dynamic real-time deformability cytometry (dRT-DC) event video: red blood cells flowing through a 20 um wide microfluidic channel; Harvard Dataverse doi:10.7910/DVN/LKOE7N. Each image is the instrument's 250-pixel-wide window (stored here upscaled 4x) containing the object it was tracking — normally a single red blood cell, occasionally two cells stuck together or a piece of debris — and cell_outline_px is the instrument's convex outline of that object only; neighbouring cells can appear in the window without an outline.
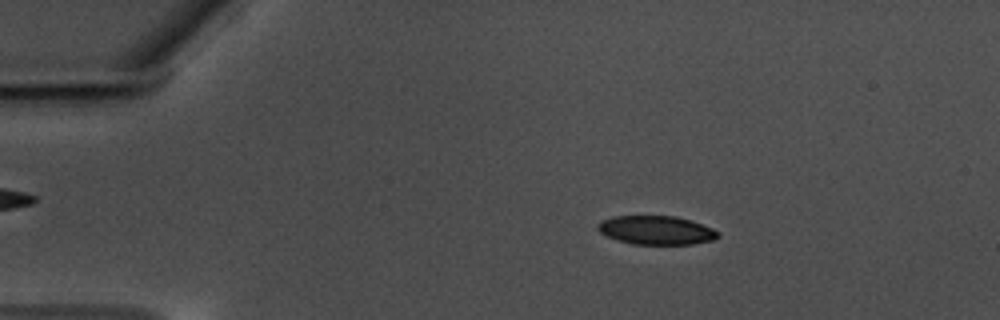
{"species": "common noctule bat (a hibernating species)", "species_latin": "Nyctalus noctula", "temperature_condition": "warm", "stored_images_in_passage": 53, "camera_frame_rate_fps": 3000, "um_per_image_px": 0.085, "animal": {"sex": "male", "body_mass_g": 17.5, "forearm_length_mm": 52.3}, "frame": {"image": 1, "passage_image": 5, "time_ms": 1.333, "image_size_px": [1000, 320], "cell_outline_px": [[720, 236], [712, 240], [692, 244], [632, 244], [608, 236], [600, 232], [596, 228], [596, 224], [600, 220], [612, 216], [676, 216], [712, 228], [720, 232]], "centroid_in_image_um": [55.75, 19.56], "position_along_channel_um": 29.2, "area_um2": 20.06}}
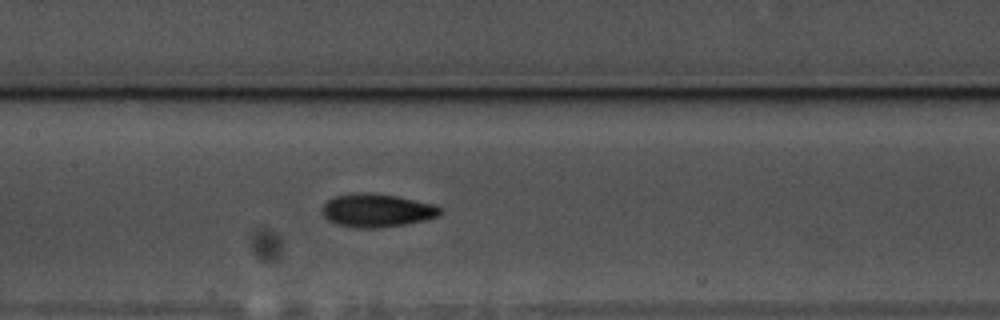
{"frame": {"image": 2, "passage_image": 23, "time_ms": 7.333, "image_size_px": [1000, 320], "cell_outline_px": [[444, 212], [440, 216], [424, 220], [384, 228], [352, 228], [336, 224], [328, 220], [324, 216], [324, 204], [328, 200], [336, 196], [352, 192], [368, 192], [396, 196], [432, 204], [444, 208]], "centroid_in_image_um": [32.06, 17.89], "position_along_channel_um": 175.3, "area_um2": 23.06}}
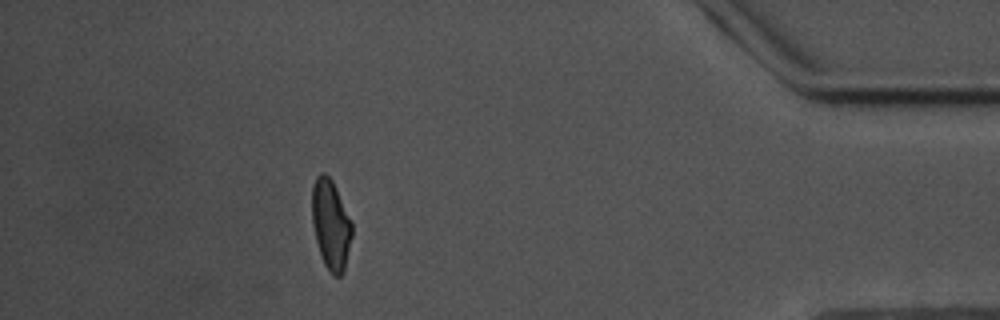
{"frame": {"image": 3, "passage_image": 47, "time_ms": 15.333, "image_size_px": [1000, 320], "cell_outline_px": [[352, 236], [344, 272], [340, 276], [332, 276], [324, 264], [316, 240], [312, 224], [312, 188], [316, 176], [320, 172], [324, 172], [332, 180], [336, 188], [352, 224]], "centroid_in_image_um": [28.11, 19.1], "position_along_channel_um": 407.1, "area_um2": 20.87}, "authors_computed_cell_mechanics": {"area_um2": 21.7328, "velocity_mm_per_s": 3.4885, "shape_relaxation_time_tau1_ms": 3.7903, "shape_relaxation_time_tau2_ms": 3.1485, "deformation_change_tau1": 0.1312, "deformation_change_tau2": 0.0777}}